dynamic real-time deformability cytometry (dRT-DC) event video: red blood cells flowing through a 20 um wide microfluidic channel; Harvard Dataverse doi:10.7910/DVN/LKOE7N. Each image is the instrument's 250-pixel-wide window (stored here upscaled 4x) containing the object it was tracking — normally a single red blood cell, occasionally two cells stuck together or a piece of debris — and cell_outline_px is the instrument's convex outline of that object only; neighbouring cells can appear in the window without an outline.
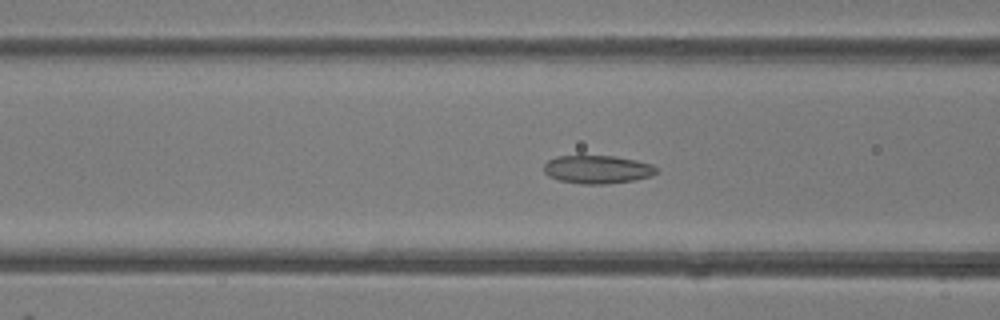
{"species": "common noctule bat (a hibernating species)", "species_latin": "Nyctalus noctula", "temperature_condition": "room temperature", "stored_images_in_passage": 49, "camera_frame_rate_fps": 3000, "um_per_image_px": 0.085, "animal": {"sex": "female"}, "frame": {"image": 1, "passage_image": 19, "time_ms": 6.0, "image_size_px": [1000, 320], "cell_outline_px": [[660, 172], [652, 176], [636, 180], [608, 184], [580, 184], [560, 180], [548, 176], [544, 172], [544, 164], [548, 160], [556, 156], [612, 156], [636, 160], [652, 164]], "centroid_in_image_um": [50.8, 14.41], "position_along_channel_um": 115.8, "area_um2": 18.67}}
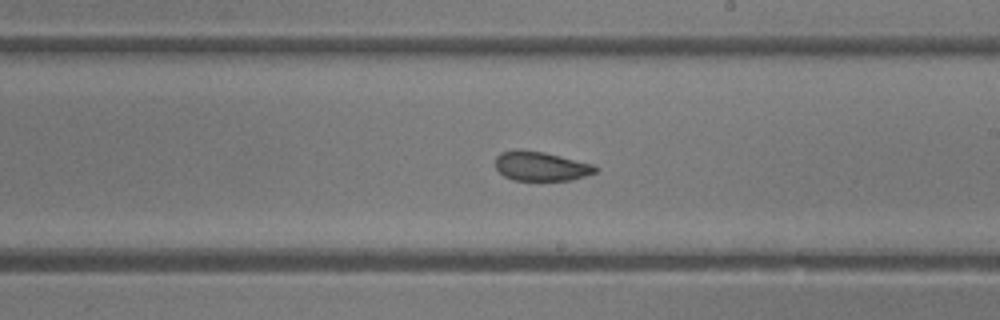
{"frame": {"image": 2, "passage_image": 28, "time_ms": 9.0, "image_size_px": [1000, 320], "cell_outline_px": [[600, 168], [596, 172], [572, 180], [512, 180], [504, 176], [496, 168], [496, 156], [500, 152], [516, 148], [544, 152], [596, 164]], "centroid_in_image_um": [46.0, 14.11], "position_along_channel_um": 243.0, "area_um2": 17.4}}
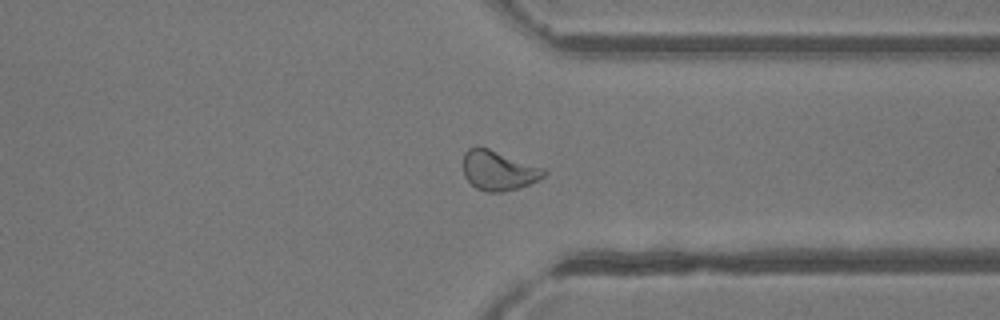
{"frame": {"image": 3, "passage_image": 37, "time_ms": 12.0, "image_size_px": [1000, 320], "cell_outline_px": [[548, 172], [540, 180], [520, 188], [504, 192], [488, 192], [476, 188], [464, 176], [464, 152], [468, 148], [476, 144], [480, 144], [544, 168]], "centroid_in_image_um": [42.38, 14.46], "position_along_channel_um": 369.0, "area_um2": 19.19}, "authors_computed_cell_mechanics": {"area_um2": 19.1896, "velocity_mm_per_s": 4.23, "shape_relaxation_time_tau1_ms": null, "shape_relaxation_time_tau2_ms": 1.8877, "deformation_change_tau1": null, "deformation_change_tau2": 0.0684}}